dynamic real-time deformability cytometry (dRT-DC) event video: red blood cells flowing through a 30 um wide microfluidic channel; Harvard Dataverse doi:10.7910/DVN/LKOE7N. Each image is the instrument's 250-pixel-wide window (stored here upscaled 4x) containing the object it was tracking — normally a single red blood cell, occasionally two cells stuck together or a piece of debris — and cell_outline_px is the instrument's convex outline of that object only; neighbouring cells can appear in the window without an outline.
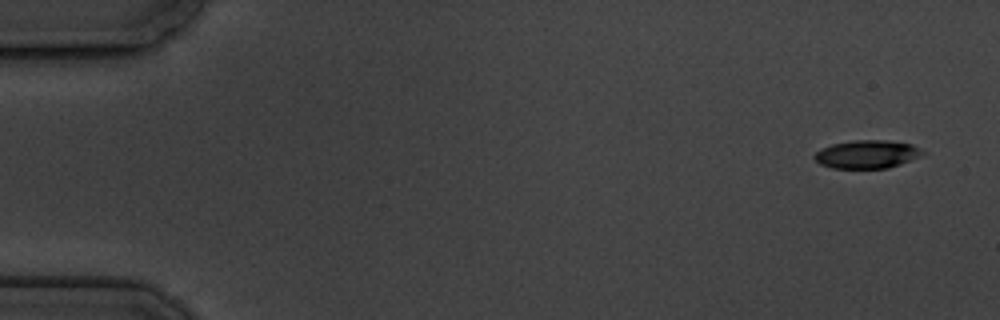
{"species": "common noctule bat (a hibernating species)", "species_latin": "Nyctalus noctula", "temperature_condition": "cold", "stored_images_in_passage": 15, "camera_frame_rate_fps": 3000, "um_per_image_px": 0.085, "animal": {"sex": "male", "body_mass_g": 19.5, "forearm_length_mm": 54.6}, "frame": {"image": 1, "passage_image": 1, "time_ms": 0.0, "image_size_px": [1000, 320], "cell_outline_px": [[928, 152], [900, 164], [888, 168], [832, 168], [820, 164], [812, 156], [820, 148], [832, 144], [852, 140], [884, 140], [912, 144]], "centroid_in_image_um": [73.68, 13.1], "position_along_channel_um": 11.3, "area_um2": 17.8}}
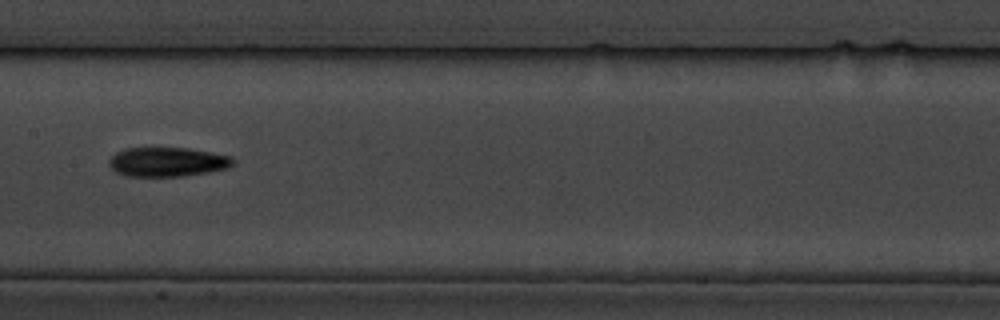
{"frame": {"image": 2, "passage_image": 8, "time_ms": 9.0, "image_size_px": [1000, 320], "cell_outline_px": [[236, 164], [228, 168], [208, 172], [184, 176], [128, 176], [116, 172], [108, 164], [108, 160], [116, 152], [124, 148], [188, 148], [228, 156], [236, 160]], "centroid_in_image_um": [14.23, 13.76], "position_along_channel_um": 193.2, "area_um2": 21.15}}
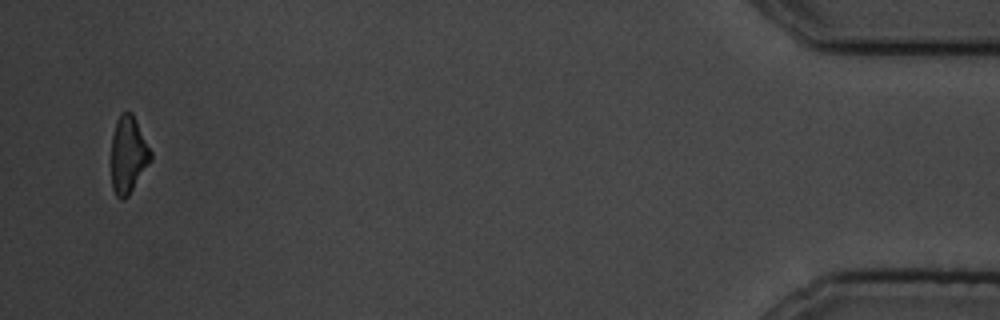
{"frame": {"image": 3, "passage_image": 15, "time_ms": 18.0, "image_size_px": [1000, 320], "cell_outline_px": [[152, 160], [128, 196], [120, 200], [116, 196], [112, 188], [112, 136], [116, 120], [120, 112], [132, 112], [152, 152]], "centroid_in_image_um": [10.91, 13.15], "position_along_channel_um": 424.3, "area_um2": 17.74}, "authors_computed_cell_mechanics": {"area_um2": 19.3052, "velocity_mm_per_s": 3.4649, "shape_relaxation_time_tau1_ms": 2.8865, "shape_relaxation_time_tau2_ms": 8.605, "deformation_change_tau1": 0.1145, "deformation_change_tau2": 0.1765}}